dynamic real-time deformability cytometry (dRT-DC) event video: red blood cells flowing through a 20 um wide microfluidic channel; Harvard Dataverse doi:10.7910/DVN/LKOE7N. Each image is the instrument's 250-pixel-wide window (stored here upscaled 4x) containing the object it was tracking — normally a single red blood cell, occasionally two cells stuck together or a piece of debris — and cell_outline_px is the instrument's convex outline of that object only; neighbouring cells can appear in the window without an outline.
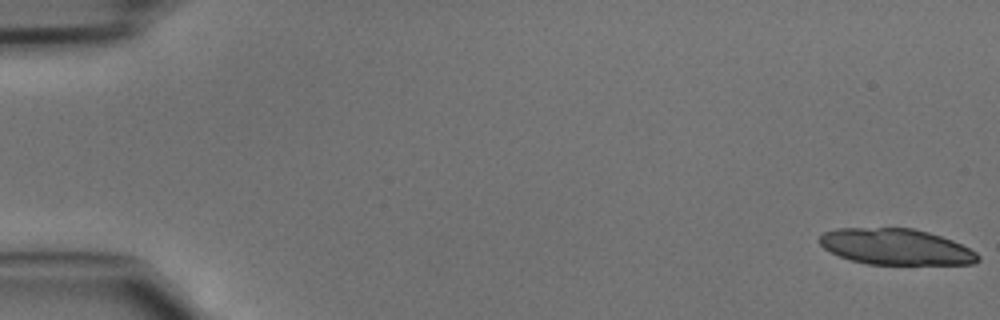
{"species": "common noctule bat (a hibernating species)", "species_latin": "Nyctalus noctula", "temperature_condition": "cold", "stored_images_in_passage": 19, "camera_frame_rate_fps": 3000, "um_per_image_px": 0.085, "animal": {"sex": "male", "body_mass_g": 15.6}, "frame": {"image": 1, "passage_image": 1, "time_ms": 0.0, "image_size_px": [1000, 320], "cell_outline_px": [[980, 260], [972, 264], [868, 264], [852, 260], [840, 256], [824, 248], [820, 244], [820, 236], [824, 232], [836, 228], [912, 228], [928, 232], [952, 240], [976, 252], [980, 256]], "centroid_in_image_um": [76.15, 20.97], "position_along_channel_um": 8.8, "area_um2": 33.0}}